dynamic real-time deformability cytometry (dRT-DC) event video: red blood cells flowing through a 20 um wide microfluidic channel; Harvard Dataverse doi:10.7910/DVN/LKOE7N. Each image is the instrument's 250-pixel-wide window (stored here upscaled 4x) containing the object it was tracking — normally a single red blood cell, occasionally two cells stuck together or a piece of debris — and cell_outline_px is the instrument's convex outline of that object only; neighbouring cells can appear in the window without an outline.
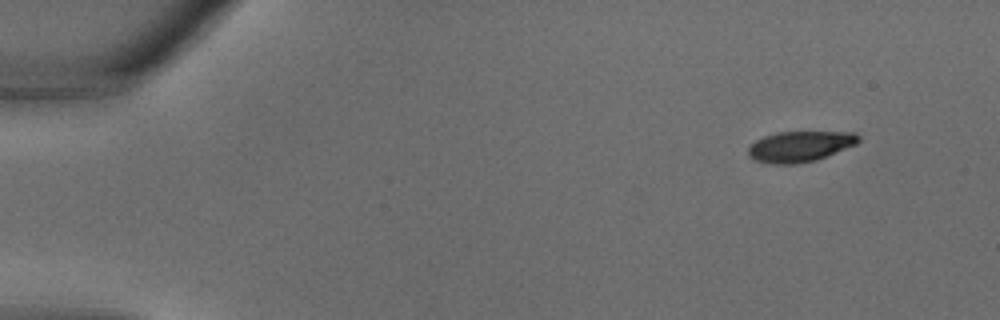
{"species": "common noctule bat (a hibernating species)", "species_latin": "Nyctalus noctula", "temperature_condition": "warm", "stored_images_in_passage": 9, "camera_frame_rate_fps": 3000, "um_per_image_px": 0.085, "animal": {"sex": "male", "body_mass_g": 18.8}, "frame": {"image": 1, "passage_image": 1, "time_ms": 0.0, "image_size_px": [1000, 320], "cell_outline_px": [[860, 140], [856, 144], [816, 160], [796, 164], [772, 164], [752, 160], [748, 156], [748, 148], [756, 140], [764, 136], [776, 132], [856, 132], [860, 136]], "centroid_in_image_um": [67.97, 12.45], "position_along_channel_um": 17.0, "area_um2": 19.77}}